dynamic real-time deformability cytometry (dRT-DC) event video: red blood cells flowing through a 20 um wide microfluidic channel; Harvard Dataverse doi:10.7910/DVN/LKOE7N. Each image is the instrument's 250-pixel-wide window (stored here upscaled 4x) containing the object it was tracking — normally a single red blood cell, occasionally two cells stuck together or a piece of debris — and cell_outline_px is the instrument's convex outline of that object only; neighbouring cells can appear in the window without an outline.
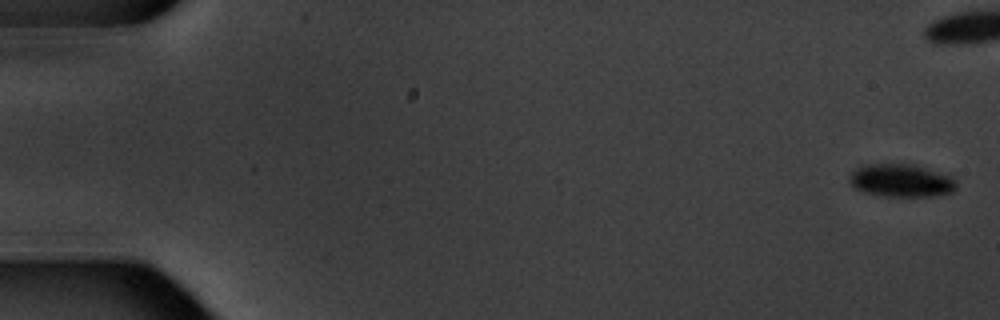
{"species": "common noctule bat (a hibernating species)", "species_latin": "Nyctalus noctula", "temperature_condition": "warm", "stored_images_in_passage": 6, "camera_frame_rate_fps": 3000, "um_per_image_px": 0.085, "animal": {"sex": "male", "body_mass_g": 20.1, "forearm_length_mm": 53.5}, "frame": {"image": 1, "passage_image": 1, "time_ms": 0.0, "image_size_px": [1000, 320], "cell_outline_px": [[956, 188], [952, 192], [936, 196], [884, 196], [864, 192], [856, 188], [848, 180], [852, 172], [856, 168], [868, 164], [916, 164], [952, 176], [956, 180]], "centroid_in_image_um": [76.64, 15.34], "position_along_channel_um": 8.4, "area_um2": 20.58}}
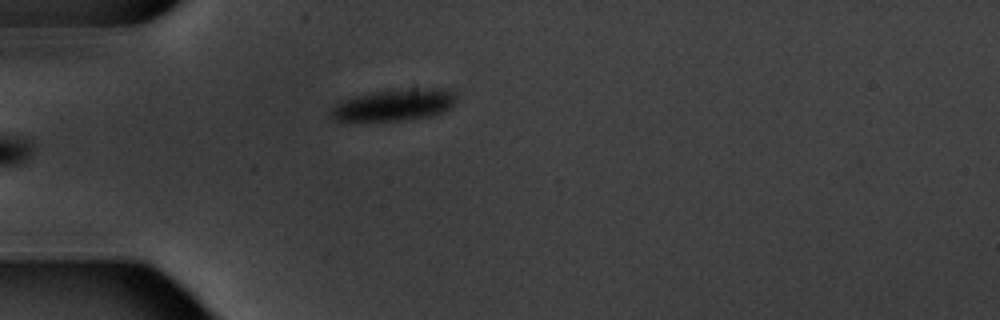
{"frame": {"image": 2, "passage_image": 6, "time_ms": 6.667, "image_size_px": [1000, 320], "cell_outline_px": [[456, 104], [452, 108], [444, 112], [432, 116], [404, 120], [332, 120], [328, 112], [340, 100], [352, 96], [372, 92], [428, 88], [452, 88], [456, 96]], "centroid_in_image_um": [33.56, 8.91], "position_along_channel_um": 51.4, "area_um2": 23.35}}